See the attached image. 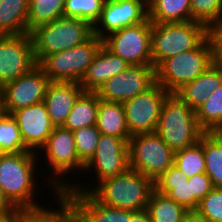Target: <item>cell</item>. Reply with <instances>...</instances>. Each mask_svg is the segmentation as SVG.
<instances>
[{
  "instance_id": "12",
  "label": "cell",
  "mask_w": 222,
  "mask_h": 222,
  "mask_svg": "<svg viewBox=\"0 0 222 222\" xmlns=\"http://www.w3.org/2000/svg\"><path fill=\"white\" fill-rule=\"evenodd\" d=\"M50 83L43 69L37 65L30 72L1 87V105L4 113L44 102Z\"/></svg>"
},
{
  "instance_id": "17",
  "label": "cell",
  "mask_w": 222,
  "mask_h": 222,
  "mask_svg": "<svg viewBox=\"0 0 222 222\" xmlns=\"http://www.w3.org/2000/svg\"><path fill=\"white\" fill-rule=\"evenodd\" d=\"M72 222H128V210L100 203L90 192L65 191Z\"/></svg>"
},
{
  "instance_id": "35",
  "label": "cell",
  "mask_w": 222,
  "mask_h": 222,
  "mask_svg": "<svg viewBox=\"0 0 222 222\" xmlns=\"http://www.w3.org/2000/svg\"><path fill=\"white\" fill-rule=\"evenodd\" d=\"M191 21L204 24L208 29L222 20V0H190Z\"/></svg>"
},
{
  "instance_id": "5",
  "label": "cell",
  "mask_w": 222,
  "mask_h": 222,
  "mask_svg": "<svg viewBox=\"0 0 222 222\" xmlns=\"http://www.w3.org/2000/svg\"><path fill=\"white\" fill-rule=\"evenodd\" d=\"M208 35L209 29L196 21L184 23L151 22L153 67L157 69L165 60L196 48Z\"/></svg>"
},
{
  "instance_id": "18",
  "label": "cell",
  "mask_w": 222,
  "mask_h": 222,
  "mask_svg": "<svg viewBox=\"0 0 222 222\" xmlns=\"http://www.w3.org/2000/svg\"><path fill=\"white\" fill-rule=\"evenodd\" d=\"M17 121L24 144L33 152L46 144L55 126L44 102L24 107L11 114Z\"/></svg>"
},
{
  "instance_id": "9",
  "label": "cell",
  "mask_w": 222,
  "mask_h": 222,
  "mask_svg": "<svg viewBox=\"0 0 222 222\" xmlns=\"http://www.w3.org/2000/svg\"><path fill=\"white\" fill-rule=\"evenodd\" d=\"M103 44L98 36L65 51L47 55L38 65L50 81L80 82Z\"/></svg>"
},
{
  "instance_id": "43",
  "label": "cell",
  "mask_w": 222,
  "mask_h": 222,
  "mask_svg": "<svg viewBox=\"0 0 222 222\" xmlns=\"http://www.w3.org/2000/svg\"><path fill=\"white\" fill-rule=\"evenodd\" d=\"M209 133L222 144V122L218 123Z\"/></svg>"
},
{
  "instance_id": "30",
  "label": "cell",
  "mask_w": 222,
  "mask_h": 222,
  "mask_svg": "<svg viewBox=\"0 0 222 222\" xmlns=\"http://www.w3.org/2000/svg\"><path fill=\"white\" fill-rule=\"evenodd\" d=\"M65 0H29L28 33L42 24L64 17Z\"/></svg>"
},
{
  "instance_id": "4",
  "label": "cell",
  "mask_w": 222,
  "mask_h": 222,
  "mask_svg": "<svg viewBox=\"0 0 222 222\" xmlns=\"http://www.w3.org/2000/svg\"><path fill=\"white\" fill-rule=\"evenodd\" d=\"M156 132L174 152L197 144L205 131L196 113L176 93H169L162 105Z\"/></svg>"
},
{
  "instance_id": "39",
  "label": "cell",
  "mask_w": 222,
  "mask_h": 222,
  "mask_svg": "<svg viewBox=\"0 0 222 222\" xmlns=\"http://www.w3.org/2000/svg\"><path fill=\"white\" fill-rule=\"evenodd\" d=\"M209 37L213 45L214 62L222 66V20L209 28Z\"/></svg>"
},
{
  "instance_id": "8",
  "label": "cell",
  "mask_w": 222,
  "mask_h": 222,
  "mask_svg": "<svg viewBox=\"0 0 222 222\" xmlns=\"http://www.w3.org/2000/svg\"><path fill=\"white\" fill-rule=\"evenodd\" d=\"M129 168L155 181L174 165L175 152L155 132L137 134L128 141Z\"/></svg>"
},
{
  "instance_id": "15",
  "label": "cell",
  "mask_w": 222,
  "mask_h": 222,
  "mask_svg": "<svg viewBox=\"0 0 222 222\" xmlns=\"http://www.w3.org/2000/svg\"><path fill=\"white\" fill-rule=\"evenodd\" d=\"M130 138H118L100 135L96 152L84 166L83 173L93 172L96 183L104 179L125 173L129 169L128 141Z\"/></svg>"
},
{
  "instance_id": "20",
  "label": "cell",
  "mask_w": 222,
  "mask_h": 222,
  "mask_svg": "<svg viewBox=\"0 0 222 222\" xmlns=\"http://www.w3.org/2000/svg\"><path fill=\"white\" fill-rule=\"evenodd\" d=\"M129 65L102 44L79 84L85 92H97L104 82Z\"/></svg>"
},
{
  "instance_id": "31",
  "label": "cell",
  "mask_w": 222,
  "mask_h": 222,
  "mask_svg": "<svg viewBox=\"0 0 222 222\" xmlns=\"http://www.w3.org/2000/svg\"><path fill=\"white\" fill-rule=\"evenodd\" d=\"M31 151L25 144L16 119L8 113L0 116V154Z\"/></svg>"
},
{
  "instance_id": "24",
  "label": "cell",
  "mask_w": 222,
  "mask_h": 222,
  "mask_svg": "<svg viewBox=\"0 0 222 222\" xmlns=\"http://www.w3.org/2000/svg\"><path fill=\"white\" fill-rule=\"evenodd\" d=\"M29 0H0V35L28 33Z\"/></svg>"
},
{
  "instance_id": "2",
  "label": "cell",
  "mask_w": 222,
  "mask_h": 222,
  "mask_svg": "<svg viewBox=\"0 0 222 222\" xmlns=\"http://www.w3.org/2000/svg\"><path fill=\"white\" fill-rule=\"evenodd\" d=\"M38 154L33 151L0 154V186L16 209L41 208L39 201H35Z\"/></svg>"
},
{
  "instance_id": "45",
  "label": "cell",
  "mask_w": 222,
  "mask_h": 222,
  "mask_svg": "<svg viewBox=\"0 0 222 222\" xmlns=\"http://www.w3.org/2000/svg\"><path fill=\"white\" fill-rule=\"evenodd\" d=\"M140 3L147 10L152 6L154 0H133Z\"/></svg>"
},
{
  "instance_id": "34",
  "label": "cell",
  "mask_w": 222,
  "mask_h": 222,
  "mask_svg": "<svg viewBox=\"0 0 222 222\" xmlns=\"http://www.w3.org/2000/svg\"><path fill=\"white\" fill-rule=\"evenodd\" d=\"M105 0H65L64 17L88 21L93 26L99 20Z\"/></svg>"
},
{
  "instance_id": "46",
  "label": "cell",
  "mask_w": 222,
  "mask_h": 222,
  "mask_svg": "<svg viewBox=\"0 0 222 222\" xmlns=\"http://www.w3.org/2000/svg\"><path fill=\"white\" fill-rule=\"evenodd\" d=\"M0 111H3L2 105H1V87H0Z\"/></svg>"
},
{
  "instance_id": "26",
  "label": "cell",
  "mask_w": 222,
  "mask_h": 222,
  "mask_svg": "<svg viewBox=\"0 0 222 222\" xmlns=\"http://www.w3.org/2000/svg\"><path fill=\"white\" fill-rule=\"evenodd\" d=\"M99 97L96 92H83L76 100L63 127L72 132L97 123Z\"/></svg>"
},
{
  "instance_id": "42",
  "label": "cell",
  "mask_w": 222,
  "mask_h": 222,
  "mask_svg": "<svg viewBox=\"0 0 222 222\" xmlns=\"http://www.w3.org/2000/svg\"><path fill=\"white\" fill-rule=\"evenodd\" d=\"M16 208L6 199L0 186V211H15Z\"/></svg>"
},
{
  "instance_id": "3",
  "label": "cell",
  "mask_w": 222,
  "mask_h": 222,
  "mask_svg": "<svg viewBox=\"0 0 222 222\" xmlns=\"http://www.w3.org/2000/svg\"><path fill=\"white\" fill-rule=\"evenodd\" d=\"M34 56L39 64L47 55L79 46L94 36V26L88 21L61 17L30 31Z\"/></svg>"
},
{
  "instance_id": "22",
  "label": "cell",
  "mask_w": 222,
  "mask_h": 222,
  "mask_svg": "<svg viewBox=\"0 0 222 222\" xmlns=\"http://www.w3.org/2000/svg\"><path fill=\"white\" fill-rule=\"evenodd\" d=\"M222 85V66L211 64L194 81L185 84L176 94L196 111Z\"/></svg>"
},
{
  "instance_id": "33",
  "label": "cell",
  "mask_w": 222,
  "mask_h": 222,
  "mask_svg": "<svg viewBox=\"0 0 222 222\" xmlns=\"http://www.w3.org/2000/svg\"><path fill=\"white\" fill-rule=\"evenodd\" d=\"M195 113L199 126L205 132L222 122V85L209 95Z\"/></svg>"
},
{
  "instance_id": "7",
  "label": "cell",
  "mask_w": 222,
  "mask_h": 222,
  "mask_svg": "<svg viewBox=\"0 0 222 222\" xmlns=\"http://www.w3.org/2000/svg\"><path fill=\"white\" fill-rule=\"evenodd\" d=\"M40 150L46 156L40 155L39 157L47 158V165L50 168L48 170H52L51 173L54 175H49L50 178L46 180L48 184L50 182L51 187L49 185L48 187L52 188L55 195L64 193L74 184L73 181L69 182L65 175H68L73 169L83 172L85 166L77 156L73 132L63 126H55L46 144Z\"/></svg>"
},
{
  "instance_id": "16",
  "label": "cell",
  "mask_w": 222,
  "mask_h": 222,
  "mask_svg": "<svg viewBox=\"0 0 222 222\" xmlns=\"http://www.w3.org/2000/svg\"><path fill=\"white\" fill-rule=\"evenodd\" d=\"M147 18L148 10L136 1L105 0L101 16L94 25V35L103 40L109 34L140 24Z\"/></svg>"
},
{
  "instance_id": "21",
  "label": "cell",
  "mask_w": 222,
  "mask_h": 222,
  "mask_svg": "<svg viewBox=\"0 0 222 222\" xmlns=\"http://www.w3.org/2000/svg\"><path fill=\"white\" fill-rule=\"evenodd\" d=\"M155 190L166 195L170 200L183 205L187 210H196L199 201L192 194L191 177L172 165L154 181Z\"/></svg>"
},
{
  "instance_id": "41",
  "label": "cell",
  "mask_w": 222,
  "mask_h": 222,
  "mask_svg": "<svg viewBox=\"0 0 222 222\" xmlns=\"http://www.w3.org/2000/svg\"><path fill=\"white\" fill-rule=\"evenodd\" d=\"M183 222H209L197 210H188L183 218Z\"/></svg>"
},
{
  "instance_id": "27",
  "label": "cell",
  "mask_w": 222,
  "mask_h": 222,
  "mask_svg": "<svg viewBox=\"0 0 222 222\" xmlns=\"http://www.w3.org/2000/svg\"><path fill=\"white\" fill-rule=\"evenodd\" d=\"M152 23H184L191 21L190 0H154L148 9Z\"/></svg>"
},
{
  "instance_id": "37",
  "label": "cell",
  "mask_w": 222,
  "mask_h": 222,
  "mask_svg": "<svg viewBox=\"0 0 222 222\" xmlns=\"http://www.w3.org/2000/svg\"><path fill=\"white\" fill-rule=\"evenodd\" d=\"M196 210L209 222H222V188H213Z\"/></svg>"
},
{
  "instance_id": "36",
  "label": "cell",
  "mask_w": 222,
  "mask_h": 222,
  "mask_svg": "<svg viewBox=\"0 0 222 222\" xmlns=\"http://www.w3.org/2000/svg\"><path fill=\"white\" fill-rule=\"evenodd\" d=\"M77 156L86 165L96 152L100 131L96 125L73 131Z\"/></svg>"
},
{
  "instance_id": "19",
  "label": "cell",
  "mask_w": 222,
  "mask_h": 222,
  "mask_svg": "<svg viewBox=\"0 0 222 222\" xmlns=\"http://www.w3.org/2000/svg\"><path fill=\"white\" fill-rule=\"evenodd\" d=\"M84 92L78 82L50 81L44 103L54 126H63L78 97Z\"/></svg>"
},
{
  "instance_id": "44",
  "label": "cell",
  "mask_w": 222,
  "mask_h": 222,
  "mask_svg": "<svg viewBox=\"0 0 222 222\" xmlns=\"http://www.w3.org/2000/svg\"><path fill=\"white\" fill-rule=\"evenodd\" d=\"M13 211H0V222H11Z\"/></svg>"
},
{
  "instance_id": "25",
  "label": "cell",
  "mask_w": 222,
  "mask_h": 222,
  "mask_svg": "<svg viewBox=\"0 0 222 222\" xmlns=\"http://www.w3.org/2000/svg\"><path fill=\"white\" fill-rule=\"evenodd\" d=\"M54 196V199H58L56 204L59 205L58 209L43 205L37 209H16L12 212L11 222H72L64 194L58 193Z\"/></svg>"
},
{
  "instance_id": "11",
  "label": "cell",
  "mask_w": 222,
  "mask_h": 222,
  "mask_svg": "<svg viewBox=\"0 0 222 222\" xmlns=\"http://www.w3.org/2000/svg\"><path fill=\"white\" fill-rule=\"evenodd\" d=\"M168 94L156 82L148 90L122 103L131 136L156 131L161 108Z\"/></svg>"
},
{
  "instance_id": "28",
  "label": "cell",
  "mask_w": 222,
  "mask_h": 222,
  "mask_svg": "<svg viewBox=\"0 0 222 222\" xmlns=\"http://www.w3.org/2000/svg\"><path fill=\"white\" fill-rule=\"evenodd\" d=\"M146 210L153 222H183L187 209L155 189L150 195Z\"/></svg>"
},
{
  "instance_id": "23",
  "label": "cell",
  "mask_w": 222,
  "mask_h": 222,
  "mask_svg": "<svg viewBox=\"0 0 222 222\" xmlns=\"http://www.w3.org/2000/svg\"><path fill=\"white\" fill-rule=\"evenodd\" d=\"M97 129L102 135L130 138L124 106L121 102H108L100 99L97 110Z\"/></svg>"
},
{
  "instance_id": "10",
  "label": "cell",
  "mask_w": 222,
  "mask_h": 222,
  "mask_svg": "<svg viewBox=\"0 0 222 222\" xmlns=\"http://www.w3.org/2000/svg\"><path fill=\"white\" fill-rule=\"evenodd\" d=\"M103 45L130 65H153L149 18L109 34L103 39Z\"/></svg>"
},
{
  "instance_id": "1",
  "label": "cell",
  "mask_w": 222,
  "mask_h": 222,
  "mask_svg": "<svg viewBox=\"0 0 222 222\" xmlns=\"http://www.w3.org/2000/svg\"><path fill=\"white\" fill-rule=\"evenodd\" d=\"M74 183L66 191L90 192L100 203L128 211L145 210L155 189L151 178L130 168L121 175L104 179L92 188L90 185L89 188L83 187L82 183V186L79 185L80 182Z\"/></svg>"
},
{
  "instance_id": "6",
  "label": "cell",
  "mask_w": 222,
  "mask_h": 222,
  "mask_svg": "<svg viewBox=\"0 0 222 222\" xmlns=\"http://www.w3.org/2000/svg\"><path fill=\"white\" fill-rule=\"evenodd\" d=\"M213 63V45L208 35L196 48L165 60L156 69V82L168 93H176Z\"/></svg>"
},
{
  "instance_id": "32",
  "label": "cell",
  "mask_w": 222,
  "mask_h": 222,
  "mask_svg": "<svg viewBox=\"0 0 222 222\" xmlns=\"http://www.w3.org/2000/svg\"><path fill=\"white\" fill-rule=\"evenodd\" d=\"M174 166L180 169L186 178L205 173L203 146L197 144L175 152Z\"/></svg>"
},
{
  "instance_id": "40",
  "label": "cell",
  "mask_w": 222,
  "mask_h": 222,
  "mask_svg": "<svg viewBox=\"0 0 222 222\" xmlns=\"http://www.w3.org/2000/svg\"><path fill=\"white\" fill-rule=\"evenodd\" d=\"M128 222H153L149 217L148 211H128Z\"/></svg>"
},
{
  "instance_id": "29",
  "label": "cell",
  "mask_w": 222,
  "mask_h": 222,
  "mask_svg": "<svg viewBox=\"0 0 222 222\" xmlns=\"http://www.w3.org/2000/svg\"><path fill=\"white\" fill-rule=\"evenodd\" d=\"M199 143L203 146L205 173L214 188H222V144L209 132H205Z\"/></svg>"
},
{
  "instance_id": "14",
  "label": "cell",
  "mask_w": 222,
  "mask_h": 222,
  "mask_svg": "<svg viewBox=\"0 0 222 222\" xmlns=\"http://www.w3.org/2000/svg\"><path fill=\"white\" fill-rule=\"evenodd\" d=\"M37 65L30 33L0 35V87Z\"/></svg>"
},
{
  "instance_id": "13",
  "label": "cell",
  "mask_w": 222,
  "mask_h": 222,
  "mask_svg": "<svg viewBox=\"0 0 222 222\" xmlns=\"http://www.w3.org/2000/svg\"><path fill=\"white\" fill-rule=\"evenodd\" d=\"M156 83L153 65H129L108 79L96 92L99 99L108 102H125L143 93Z\"/></svg>"
},
{
  "instance_id": "38",
  "label": "cell",
  "mask_w": 222,
  "mask_h": 222,
  "mask_svg": "<svg viewBox=\"0 0 222 222\" xmlns=\"http://www.w3.org/2000/svg\"><path fill=\"white\" fill-rule=\"evenodd\" d=\"M192 194L200 202L214 187L206 173L196 174L191 177Z\"/></svg>"
}]
</instances>
